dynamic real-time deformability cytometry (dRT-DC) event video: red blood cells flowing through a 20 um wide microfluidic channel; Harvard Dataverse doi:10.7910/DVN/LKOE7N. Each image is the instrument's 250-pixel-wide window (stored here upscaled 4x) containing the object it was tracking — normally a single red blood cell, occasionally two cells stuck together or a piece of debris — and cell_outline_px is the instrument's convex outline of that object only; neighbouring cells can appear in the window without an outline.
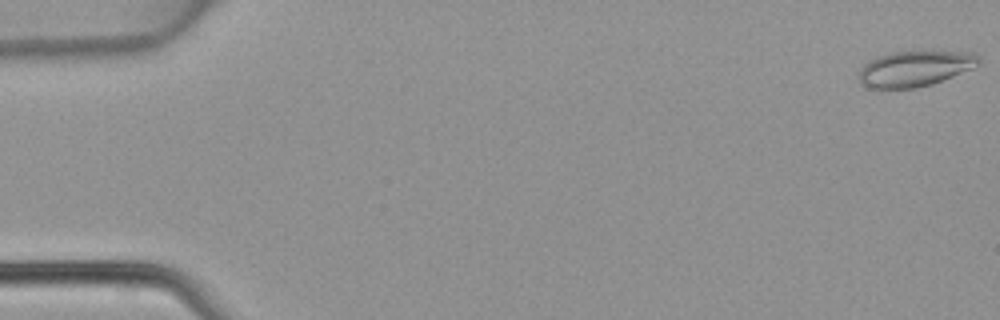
{"species": "common noctule bat (a hibernating species)", "species_latin": "Nyctalus noctula", "temperature_condition": "warm", "stored_images_in_passage": 13, "camera_frame_rate_fps": 3000, "um_per_image_px": 0.085, "animal": {"sex": "female", "body_mass_g": 22.7, "forearm_length_mm": 54.2}, "frame": {"image": 1, "passage_image": 1, "time_ms": 0.0, "image_size_px": [1000, 320], "cell_outline_px": [[980, 64], [972, 68], [932, 84], [916, 88], [868, 88], [860, 84], [860, 68], [868, 60], [876, 56], [892, 52], [976, 52], [980, 56]], "centroid_in_image_um": [77.75, 5.83], "position_along_channel_um": 7.2, "area_um2": 24.8}}